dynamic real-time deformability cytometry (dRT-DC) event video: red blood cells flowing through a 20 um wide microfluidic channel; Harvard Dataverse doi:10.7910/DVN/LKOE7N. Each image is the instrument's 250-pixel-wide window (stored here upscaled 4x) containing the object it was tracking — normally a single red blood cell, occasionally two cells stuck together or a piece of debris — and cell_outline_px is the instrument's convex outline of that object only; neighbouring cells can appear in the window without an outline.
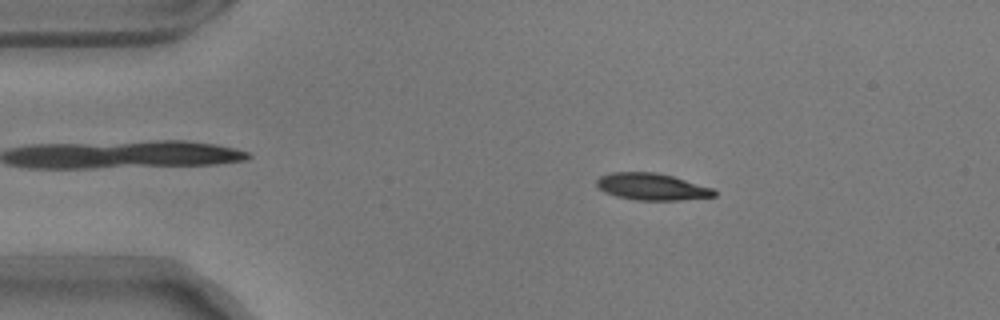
{"species": "common noctule bat (a hibernating species)", "species_latin": "Nyctalus noctula", "temperature_condition": "warm", "stored_images_in_passage": 20, "camera_frame_rate_fps": 3000, "um_per_image_px": 0.085, "animal": {"sex": "male", "body_mass_g": 17.9}, "frame": {"image": 1, "passage_image": 9, "time_ms": 2.667, "image_size_px": [1000, 320], "cell_outline_px": [[716, 196], [680, 200], [636, 200], [616, 196], [604, 192], [596, 184], [596, 180], [600, 176], [612, 172], [656, 172], [672, 176], [712, 188], [716, 192]], "centroid_in_image_um": [55.38, 15.87], "position_along_channel_um": 29.6, "area_um2": 18.26}}
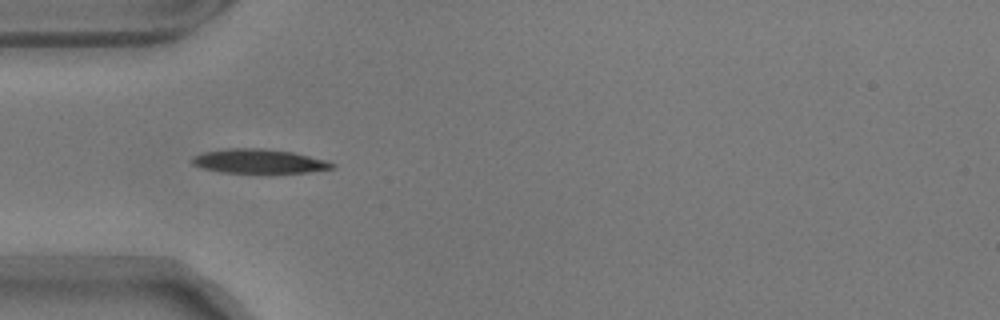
{"frame": {"image": 2, "passage_image": 16, "time_ms": 5.0, "image_size_px": [1000, 320], "cell_outline_px": [[336, 164], [332, 168], [308, 172], [268, 176], [224, 172], [204, 168], [192, 164], [192, 156], [204, 152], [228, 148], [264, 148], [292, 152], [324, 160]], "centroid_in_image_um": [22.02, 13.75], "position_along_channel_um": 63.0, "area_um2": 20.52}}
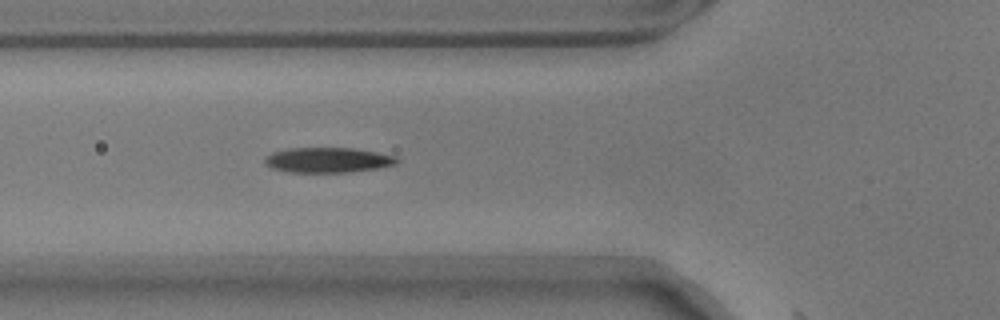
{"frame": {"image": 3, "passage_image": 19, "time_ms": 6.0, "image_size_px": [1000, 320], "cell_outline_px": [[400, 160], [396, 164], [376, 168], [348, 172], [288, 172], [272, 168], [264, 164], [264, 156], [272, 152], [288, 148], [356, 148], [396, 156]], "centroid_in_image_um": [27.83, 13.59], "position_along_channel_um": 98.0, "area_um2": 19.42}}